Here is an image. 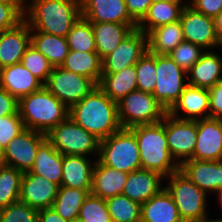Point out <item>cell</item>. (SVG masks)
Wrapping results in <instances>:
<instances>
[{
    "label": "cell",
    "instance_id": "obj_1",
    "mask_svg": "<svg viewBox=\"0 0 222 222\" xmlns=\"http://www.w3.org/2000/svg\"><path fill=\"white\" fill-rule=\"evenodd\" d=\"M80 17V0L24 1V20L31 31L66 37Z\"/></svg>",
    "mask_w": 222,
    "mask_h": 222
},
{
    "label": "cell",
    "instance_id": "obj_2",
    "mask_svg": "<svg viewBox=\"0 0 222 222\" xmlns=\"http://www.w3.org/2000/svg\"><path fill=\"white\" fill-rule=\"evenodd\" d=\"M69 116L100 141L119 131L117 102L96 86L69 109Z\"/></svg>",
    "mask_w": 222,
    "mask_h": 222
},
{
    "label": "cell",
    "instance_id": "obj_3",
    "mask_svg": "<svg viewBox=\"0 0 222 222\" xmlns=\"http://www.w3.org/2000/svg\"><path fill=\"white\" fill-rule=\"evenodd\" d=\"M18 113L26 129L47 135L69 116V108L43 86L18 100Z\"/></svg>",
    "mask_w": 222,
    "mask_h": 222
},
{
    "label": "cell",
    "instance_id": "obj_4",
    "mask_svg": "<svg viewBox=\"0 0 222 222\" xmlns=\"http://www.w3.org/2000/svg\"><path fill=\"white\" fill-rule=\"evenodd\" d=\"M130 130L136 136L141 169L158 172L165 178L180 169V165L170 154L165 125L162 122L139 125Z\"/></svg>",
    "mask_w": 222,
    "mask_h": 222
},
{
    "label": "cell",
    "instance_id": "obj_5",
    "mask_svg": "<svg viewBox=\"0 0 222 222\" xmlns=\"http://www.w3.org/2000/svg\"><path fill=\"white\" fill-rule=\"evenodd\" d=\"M165 182V188L173 197L183 222H199L209 217L211 211L208 210V200L212 198L180 169L166 177Z\"/></svg>",
    "mask_w": 222,
    "mask_h": 222
},
{
    "label": "cell",
    "instance_id": "obj_6",
    "mask_svg": "<svg viewBox=\"0 0 222 222\" xmlns=\"http://www.w3.org/2000/svg\"><path fill=\"white\" fill-rule=\"evenodd\" d=\"M97 159L106 166L126 173L141 169L135 134L130 129L121 128L101 140Z\"/></svg>",
    "mask_w": 222,
    "mask_h": 222
},
{
    "label": "cell",
    "instance_id": "obj_7",
    "mask_svg": "<svg viewBox=\"0 0 222 222\" xmlns=\"http://www.w3.org/2000/svg\"><path fill=\"white\" fill-rule=\"evenodd\" d=\"M118 120L122 128L161 122L168 111L151 93L135 90L117 102Z\"/></svg>",
    "mask_w": 222,
    "mask_h": 222
},
{
    "label": "cell",
    "instance_id": "obj_8",
    "mask_svg": "<svg viewBox=\"0 0 222 222\" xmlns=\"http://www.w3.org/2000/svg\"><path fill=\"white\" fill-rule=\"evenodd\" d=\"M46 138L62 155L98 158L100 140L78 125L70 116L54 127Z\"/></svg>",
    "mask_w": 222,
    "mask_h": 222
},
{
    "label": "cell",
    "instance_id": "obj_9",
    "mask_svg": "<svg viewBox=\"0 0 222 222\" xmlns=\"http://www.w3.org/2000/svg\"><path fill=\"white\" fill-rule=\"evenodd\" d=\"M154 98L168 111L188 85L187 72L169 55H156Z\"/></svg>",
    "mask_w": 222,
    "mask_h": 222
},
{
    "label": "cell",
    "instance_id": "obj_10",
    "mask_svg": "<svg viewBox=\"0 0 222 222\" xmlns=\"http://www.w3.org/2000/svg\"><path fill=\"white\" fill-rule=\"evenodd\" d=\"M44 86L69 109L87 96L97 84L90 78L53 67Z\"/></svg>",
    "mask_w": 222,
    "mask_h": 222
},
{
    "label": "cell",
    "instance_id": "obj_11",
    "mask_svg": "<svg viewBox=\"0 0 222 222\" xmlns=\"http://www.w3.org/2000/svg\"><path fill=\"white\" fill-rule=\"evenodd\" d=\"M161 122L165 125L170 154L181 165L194 154L197 140V120L178 119L167 113Z\"/></svg>",
    "mask_w": 222,
    "mask_h": 222
},
{
    "label": "cell",
    "instance_id": "obj_12",
    "mask_svg": "<svg viewBox=\"0 0 222 222\" xmlns=\"http://www.w3.org/2000/svg\"><path fill=\"white\" fill-rule=\"evenodd\" d=\"M180 22L184 41L200 46L205 51L220 48L213 18L195 11L186 5L181 13Z\"/></svg>",
    "mask_w": 222,
    "mask_h": 222
},
{
    "label": "cell",
    "instance_id": "obj_13",
    "mask_svg": "<svg viewBox=\"0 0 222 222\" xmlns=\"http://www.w3.org/2000/svg\"><path fill=\"white\" fill-rule=\"evenodd\" d=\"M147 50V34L138 29L133 30L102 60V74L117 73L135 65Z\"/></svg>",
    "mask_w": 222,
    "mask_h": 222
},
{
    "label": "cell",
    "instance_id": "obj_14",
    "mask_svg": "<svg viewBox=\"0 0 222 222\" xmlns=\"http://www.w3.org/2000/svg\"><path fill=\"white\" fill-rule=\"evenodd\" d=\"M46 139V135L41 132L23 129L4 148L8 166L14 167L23 173L30 171L37 150Z\"/></svg>",
    "mask_w": 222,
    "mask_h": 222
},
{
    "label": "cell",
    "instance_id": "obj_15",
    "mask_svg": "<svg viewBox=\"0 0 222 222\" xmlns=\"http://www.w3.org/2000/svg\"><path fill=\"white\" fill-rule=\"evenodd\" d=\"M81 17L89 22L127 24L134 30L138 23L130 16L125 0H80Z\"/></svg>",
    "mask_w": 222,
    "mask_h": 222
},
{
    "label": "cell",
    "instance_id": "obj_16",
    "mask_svg": "<svg viewBox=\"0 0 222 222\" xmlns=\"http://www.w3.org/2000/svg\"><path fill=\"white\" fill-rule=\"evenodd\" d=\"M190 159L222 160V120L204 118L197 120V140Z\"/></svg>",
    "mask_w": 222,
    "mask_h": 222
},
{
    "label": "cell",
    "instance_id": "obj_17",
    "mask_svg": "<svg viewBox=\"0 0 222 222\" xmlns=\"http://www.w3.org/2000/svg\"><path fill=\"white\" fill-rule=\"evenodd\" d=\"M168 114L183 120H199L210 117L209 90L187 85Z\"/></svg>",
    "mask_w": 222,
    "mask_h": 222
},
{
    "label": "cell",
    "instance_id": "obj_18",
    "mask_svg": "<svg viewBox=\"0 0 222 222\" xmlns=\"http://www.w3.org/2000/svg\"><path fill=\"white\" fill-rule=\"evenodd\" d=\"M59 186L42 176L24 172L21 180L19 200L37 210L51 208Z\"/></svg>",
    "mask_w": 222,
    "mask_h": 222
},
{
    "label": "cell",
    "instance_id": "obj_19",
    "mask_svg": "<svg viewBox=\"0 0 222 222\" xmlns=\"http://www.w3.org/2000/svg\"><path fill=\"white\" fill-rule=\"evenodd\" d=\"M180 170L210 197L222 188V160L188 159L180 165Z\"/></svg>",
    "mask_w": 222,
    "mask_h": 222
},
{
    "label": "cell",
    "instance_id": "obj_20",
    "mask_svg": "<svg viewBox=\"0 0 222 222\" xmlns=\"http://www.w3.org/2000/svg\"><path fill=\"white\" fill-rule=\"evenodd\" d=\"M31 44V28L23 20L16 27L0 33V69L20 63Z\"/></svg>",
    "mask_w": 222,
    "mask_h": 222
},
{
    "label": "cell",
    "instance_id": "obj_21",
    "mask_svg": "<svg viewBox=\"0 0 222 222\" xmlns=\"http://www.w3.org/2000/svg\"><path fill=\"white\" fill-rule=\"evenodd\" d=\"M165 177L160 173L139 169L128 173L122 194L140 204L159 193L165 185Z\"/></svg>",
    "mask_w": 222,
    "mask_h": 222
},
{
    "label": "cell",
    "instance_id": "obj_22",
    "mask_svg": "<svg viewBox=\"0 0 222 222\" xmlns=\"http://www.w3.org/2000/svg\"><path fill=\"white\" fill-rule=\"evenodd\" d=\"M44 84L21 62L0 69V87L17 100L41 89Z\"/></svg>",
    "mask_w": 222,
    "mask_h": 222
},
{
    "label": "cell",
    "instance_id": "obj_23",
    "mask_svg": "<svg viewBox=\"0 0 222 222\" xmlns=\"http://www.w3.org/2000/svg\"><path fill=\"white\" fill-rule=\"evenodd\" d=\"M222 48L205 51L200 59L187 72L188 84L211 88L222 80Z\"/></svg>",
    "mask_w": 222,
    "mask_h": 222
},
{
    "label": "cell",
    "instance_id": "obj_24",
    "mask_svg": "<svg viewBox=\"0 0 222 222\" xmlns=\"http://www.w3.org/2000/svg\"><path fill=\"white\" fill-rule=\"evenodd\" d=\"M96 160L83 155H63L61 186L91 190Z\"/></svg>",
    "mask_w": 222,
    "mask_h": 222
},
{
    "label": "cell",
    "instance_id": "obj_25",
    "mask_svg": "<svg viewBox=\"0 0 222 222\" xmlns=\"http://www.w3.org/2000/svg\"><path fill=\"white\" fill-rule=\"evenodd\" d=\"M128 173L113 169L96 160L92 172L91 194L108 199L122 194Z\"/></svg>",
    "mask_w": 222,
    "mask_h": 222
},
{
    "label": "cell",
    "instance_id": "obj_26",
    "mask_svg": "<svg viewBox=\"0 0 222 222\" xmlns=\"http://www.w3.org/2000/svg\"><path fill=\"white\" fill-rule=\"evenodd\" d=\"M141 222H183L173 197L165 187L141 204Z\"/></svg>",
    "mask_w": 222,
    "mask_h": 222
},
{
    "label": "cell",
    "instance_id": "obj_27",
    "mask_svg": "<svg viewBox=\"0 0 222 222\" xmlns=\"http://www.w3.org/2000/svg\"><path fill=\"white\" fill-rule=\"evenodd\" d=\"M188 2L161 0L153 2L147 14L138 23L137 29L148 34L151 30L180 20L183 8Z\"/></svg>",
    "mask_w": 222,
    "mask_h": 222
},
{
    "label": "cell",
    "instance_id": "obj_28",
    "mask_svg": "<svg viewBox=\"0 0 222 222\" xmlns=\"http://www.w3.org/2000/svg\"><path fill=\"white\" fill-rule=\"evenodd\" d=\"M63 155L46 139L38 148L30 173L61 186Z\"/></svg>",
    "mask_w": 222,
    "mask_h": 222
},
{
    "label": "cell",
    "instance_id": "obj_29",
    "mask_svg": "<svg viewBox=\"0 0 222 222\" xmlns=\"http://www.w3.org/2000/svg\"><path fill=\"white\" fill-rule=\"evenodd\" d=\"M96 42V52L103 60L134 30L127 24L91 22Z\"/></svg>",
    "mask_w": 222,
    "mask_h": 222
},
{
    "label": "cell",
    "instance_id": "obj_30",
    "mask_svg": "<svg viewBox=\"0 0 222 222\" xmlns=\"http://www.w3.org/2000/svg\"><path fill=\"white\" fill-rule=\"evenodd\" d=\"M111 100L118 102L130 92L137 90L135 65L117 73L102 74L97 85Z\"/></svg>",
    "mask_w": 222,
    "mask_h": 222
},
{
    "label": "cell",
    "instance_id": "obj_31",
    "mask_svg": "<svg viewBox=\"0 0 222 222\" xmlns=\"http://www.w3.org/2000/svg\"><path fill=\"white\" fill-rule=\"evenodd\" d=\"M183 41L180 20L159 26L147 34L148 51L155 55H168Z\"/></svg>",
    "mask_w": 222,
    "mask_h": 222
},
{
    "label": "cell",
    "instance_id": "obj_32",
    "mask_svg": "<svg viewBox=\"0 0 222 222\" xmlns=\"http://www.w3.org/2000/svg\"><path fill=\"white\" fill-rule=\"evenodd\" d=\"M63 69L92 79L97 85L102 76V59L97 52L69 50Z\"/></svg>",
    "mask_w": 222,
    "mask_h": 222
},
{
    "label": "cell",
    "instance_id": "obj_33",
    "mask_svg": "<svg viewBox=\"0 0 222 222\" xmlns=\"http://www.w3.org/2000/svg\"><path fill=\"white\" fill-rule=\"evenodd\" d=\"M31 44L41 52L53 66H60L69 53L66 37L41 31H31Z\"/></svg>",
    "mask_w": 222,
    "mask_h": 222
},
{
    "label": "cell",
    "instance_id": "obj_34",
    "mask_svg": "<svg viewBox=\"0 0 222 222\" xmlns=\"http://www.w3.org/2000/svg\"><path fill=\"white\" fill-rule=\"evenodd\" d=\"M90 192L91 190L60 186L52 208L63 219L71 221L75 217H78L80 208Z\"/></svg>",
    "mask_w": 222,
    "mask_h": 222
},
{
    "label": "cell",
    "instance_id": "obj_35",
    "mask_svg": "<svg viewBox=\"0 0 222 222\" xmlns=\"http://www.w3.org/2000/svg\"><path fill=\"white\" fill-rule=\"evenodd\" d=\"M112 222H141V204L120 194L106 199Z\"/></svg>",
    "mask_w": 222,
    "mask_h": 222
},
{
    "label": "cell",
    "instance_id": "obj_36",
    "mask_svg": "<svg viewBox=\"0 0 222 222\" xmlns=\"http://www.w3.org/2000/svg\"><path fill=\"white\" fill-rule=\"evenodd\" d=\"M69 50L96 52L92 23L80 17L66 36Z\"/></svg>",
    "mask_w": 222,
    "mask_h": 222
},
{
    "label": "cell",
    "instance_id": "obj_37",
    "mask_svg": "<svg viewBox=\"0 0 222 222\" xmlns=\"http://www.w3.org/2000/svg\"><path fill=\"white\" fill-rule=\"evenodd\" d=\"M23 172L11 166L0 169V209L19 200Z\"/></svg>",
    "mask_w": 222,
    "mask_h": 222
},
{
    "label": "cell",
    "instance_id": "obj_38",
    "mask_svg": "<svg viewBox=\"0 0 222 222\" xmlns=\"http://www.w3.org/2000/svg\"><path fill=\"white\" fill-rule=\"evenodd\" d=\"M137 90L153 94L156 85V55L149 52L135 64Z\"/></svg>",
    "mask_w": 222,
    "mask_h": 222
},
{
    "label": "cell",
    "instance_id": "obj_39",
    "mask_svg": "<svg viewBox=\"0 0 222 222\" xmlns=\"http://www.w3.org/2000/svg\"><path fill=\"white\" fill-rule=\"evenodd\" d=\"M21 64L43 84L46 83L53 68L48 59L32 44L26 49Z\"/></svg>",
    "mask_w": 222,
    "mask_h": 222
},
{
    "label": "cell",
    "instance_id": "obj_40",
    "mask_svg": "<svg viewBox=\"0 0 222 222\" xmlns=\"http://www.w3.org/2000/svg\"><path fill=\"white\" fill-rule=\"evenodd\" d=\"M78 216L83 222H112L106 200L91 193L84 200Z\"/></svg>",
    "mask_w": 222,
    "mask_h": 222
},
{
    "label": "cell",
    "instance_id": "obj_41",
    "mask_svg": "<svg viewBox=\"0 0 222 222\" xmlns=\"http://www.w3.org/2000/svg\"><path fill=\"white\" fill-rule=\"evenodd\" d=\"M0 222H38V210L18 200L0 209Z\"/></svg>",
    "mask_w": 222,
    "mask_h": 222
},
{
    "label": "cell",
    "instance_id": "obj_42",
    "mask_svg": "<svg viewBox=\"0 0 222 222\" xmlns=\"http://www.w3.org/2000/svg\"><path fill=\"white\" fill-rule=\"evenodd\" d=\"M204 52L205 50L200 46L188 41H183L168 55L178 64V66L188 72Z\"/></svg>",
    "mask_w": 222,
    "mask_h": 222
},
{
    "label": "cell",
    "instance_id": "obj_43",
    "mask_svg": "<svg viewBox=\"0 0 222 222\" xmlns=\"http://www.w3.org/2000/svg\"><path fill=\"white\" fill-rule=\"evenodd\" d=\"M24 20V1L8 0L0 3V33L16 27Z\"/></svg>",
    "mask_w": 222,
    "mask_h": 222
},
{
    "label": "cell",
    "instance_id": "obj_44",
    "mask_svg": "<svg viewBox=\"0 0 222 222\" xmlns=\"http://www.w3.org/2000/svg\"><path fill=\"white\" fill-rule=\"evenodd\" d=\"M23 129L19 113L0 117V147L5 148Z\"/></svg>",
    "mask_w": 222,
    "mask_h": 222
},
{
    "label": "cell",
    "instance_id": "obj_45",
    "mask_svg": "<svg viewBox=\"0 0 222 222\" xmlns=\"http://www.w3.org/2000/svg\"><path fill=\"white\" fill-rule=\"evenodd\" d=\"M188 5L211 18L222 12V0H188Z\"/></svg>",
    "mask_w": 222,
    "mask_h": 222
},
{
    "label": "cell",
    "instance_id": "obj_46",
    "mask_svg": "<svg viewBox=\"0 0 222 222\" xmlns=\"http://www.w3.org/2000/svg\"><path fill=\"white\" fill-rule=\"evenodd\" d=\"M208 90L210 117L222 120V80Z\"/></svg>",
    "mask_w": 222,
    "mask_h": 222
},
{
    "label": "cell",
    "instance_id": "obj_47",
    "mask_svg": "<svg viewBox=\"0 0 222 222\" xmlns=\"http://www.w3.org/2000/svg\"><path fill=\"white\" fill-rule=\"evenodd\" d=\"M130 16L139 23L147 14L151 0H125Z\"/></svg>",
    "mask_w": 222,
    "mask_h": 222
},
{
    "label": "cell",
    "instance_id": "obj_48",
    "mask_svg": "<svg viewBox=\"0 0 222 222\" xmlns=\"http://www.w3.org/2000/svg\"><path fill=\"white\" fill-rule=\"evenodd\" d=\"M18 100L0 87V117L17 114Z\"/></svg>",
    "mask_w": 222,
    "mask_h": 222
},
{
    "label": "cell",
    "instance_id": "obj_49",
    "mask_svg": "<svg viewBox=\"0 0 222 222\" xmlns=\"http://www.w3.org/2000/svg\"><path fill=\"white\" fill-rule=\"evenodd\" d=\"M38 222H69V221L63 219L51 207L38 210Z\"/></svg>",
    "mask_w": 222,
    "mask_h": 222
},
{
    "label": "cell",
    "instance_id": "obj_50",
    "mask_svg": "<svg viewBox=\"0 0 222 222\" xmlns=\"http://www.w3.org/2000/svg\"><path fill=\"white\" fill-rule=\"evenodd\" d=\"M214 27L220 47H222V12L213 18Z\"/></svg>",
    "mask_w": 222,
    "mask_h": 222
},
{
    "label": "cell",
    "instance_id": "obj_51",
    "mask_svg": "<svg viewBox=\"0 0 222 222\" xmlns=\"http://www.w3.org/2000/svg\"><path fill=\"white\" fill-rule=\"evenodd\" d=\"M8 166L6 157H5V149L0 147V169Z\"/></svg>",
    "mask_w": 222,
    "mask_h": 222
},
{
    "label": "cell",
    "instance_id": "obj_52",
    "mask_svg": "<svg viewBox=\"0 0 222 222\" xmlns=\"http://www.w3.org/2000/svg\"><path fill=\"white\" fill-rule=\"evenodd\" d=\"M216 196H217V197H216ZM214 197L216 198L217 204L219 205V207H217V208H220L219 211H222V188L219 189V190L217 191V193H216L215 195H213L212 198H214ZM221 218H222V214H221Z\"/></svg>",
    "mask_w": 222,
    "mask_h": 222
},
{
    "label": "cell",
    "instance_id": "obj_53",
    "mask_svg": "<svg viewBox=\"0 0 222 222\" xmlns=\"http://www.w3.org/2000/svg\"><path fill=\"white\" fill-rule=\"evenodd\" d=\"M213 216L210 217H207V218H204L203 220L199 221V222H222V218L220 217H217L216 215V218H212Z\"/></svg>",
    "mask_w": 222,
    "mask_h": 222
},
{
    "label": "cell",
    "instance_id": "obj_54",
    "mask_svg": "<svg viewBox=\"0 0 222 222\" xmlns=\"http://www.w3.org/2000/svg\"><path fill=\"white\" fill-rule=\"evenodd\" d=\"M157 1H161V0H151V2H157ZM167 1H175V2H188V0H167Z\"/></svg>",
    "mask_w": 222,
    "mask_h": 222
},
{
    "label": "cell",
    "instance_id": "obj_55",
    "mask_svg": "<svg viewBox=\"0 0 222 222\" xmlns=\"http://www.w3.org/2000/svg\"><path fill=\"white\" fill-rule=\"evenodd\" d=\"M69 222H83V220L78 216V217H75L74 219H72Z\"/></svg>",
    "mask_w": 222,
    "mask_h": 222
},
{
    "label": "cell",
    "instance_id": "obj_56",
    "mask_svg": "<svg viewBox=\"0 0 222 222\" xmlns=\"http://www.w3.org/2000/svg\"><path fill=\"white\" fill-rule=\"evenodd\" d=\"M8 0H0V3H4L7 2Z\"/></svg>",
    "mask_w": 222,
    "mask_h": 222
}]
</instances>
